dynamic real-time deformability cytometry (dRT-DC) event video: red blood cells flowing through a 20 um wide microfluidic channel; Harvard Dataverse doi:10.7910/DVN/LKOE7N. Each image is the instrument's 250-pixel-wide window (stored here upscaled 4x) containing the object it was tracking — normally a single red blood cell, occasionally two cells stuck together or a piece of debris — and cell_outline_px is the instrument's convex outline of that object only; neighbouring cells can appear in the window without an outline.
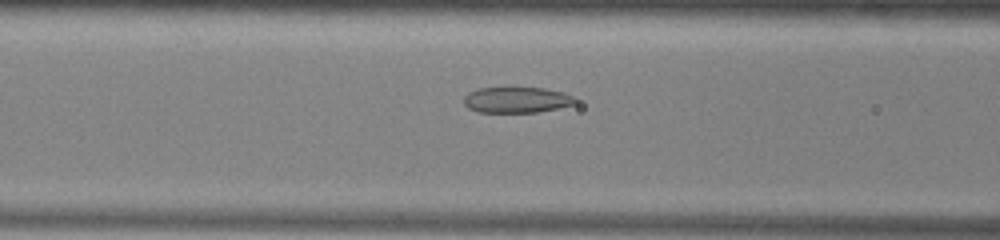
{"species": "common noctule bat (a hibernating species)", "species_latin": "Nyctalus noctula", "temperature_condition": "warm", "stored_images_in_passage": 43, "camera_frame_rate_fps": 3000, "um_per_image_px": 0.085, "animal": {"sex": "male", "body_mass_g": 13.0, "forearm_length_mm": 53.1}, "frame": {"image": 1, "passage_image": 20, "time_ms": 6.333, "image_size_px": [1000, 240], "cell_outline_px": [[576, 104], [536, 112], [476, 112], [468, 108], [464, 104], [464, 96], [468, 92], [480, 88], [544, 88], [564, 92], [572, 96], [576, 100]], "centroid_in_image_um": [43.9, 8.49], "position_along_channel_um": 122.7, "area_um2": 16.7}}
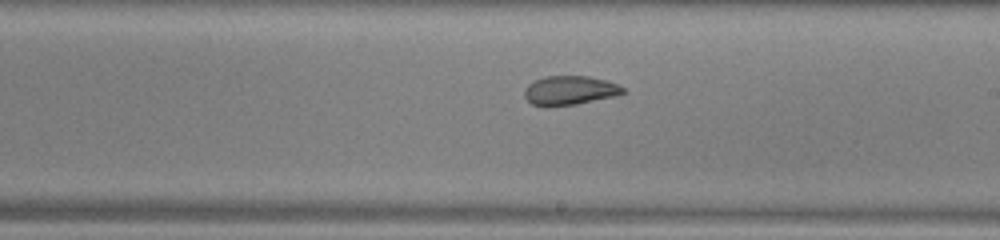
{"frame": {"image": 2, "passage_image": 29, "time_ms": 9.333, "image_size_px": [1000, 240], "cell_outline_px": [[624, 92], [616, 96], [576, 104], [532, 104], [524, 96], [524, 88], [528, 84], [544, 76], [588, 76], [604, 80], [616, 84], [624, 88]], "centroid_in_image_um": [48.43, 7.65], "position_along_channel_um": 240.6, "area_um2": 16.18}}
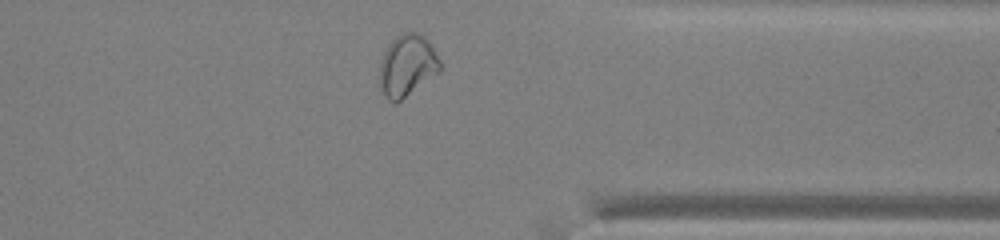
{"frame": {"image": 3, "passage_image": 40, "time_ms": 13.0, "image_size_px": [1000, 240], "cell_outline_px": [[440, 72], [396, 104], [392, 104], [388, 100], [380, 84], [380, 64], [384, 52], [388, 44], [396, 36], [404, 32], [416, 32], [424, 36], [432, 44], [440, 60]], "centroid_in_image_um": [34.63, 5.57], "position_along_channel_um": 376.8, "area_um2": 21.85}, "authors_computed_cell_mechanics": {"area_um2": 19.1318, "velocity_mm_per_s": 3.9392, "shape_relaxation_time_tau1_ms": null, "shape_relaxation_time_tau2_ms": 2.3818, "deformation_change_tau1": null, "deformation_change_tau2": 0.0797}}